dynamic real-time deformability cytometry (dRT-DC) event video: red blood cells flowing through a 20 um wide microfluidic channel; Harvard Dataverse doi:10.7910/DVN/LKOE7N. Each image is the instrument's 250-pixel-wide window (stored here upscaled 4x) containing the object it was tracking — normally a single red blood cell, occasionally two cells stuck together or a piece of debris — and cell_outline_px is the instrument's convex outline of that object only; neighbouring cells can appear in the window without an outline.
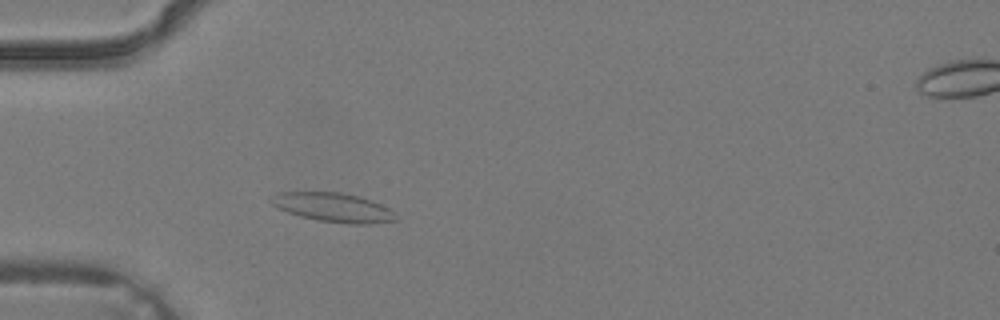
{"species": "common noctule bat (a hibernating species)", "species_latin": "Nyctalus noctula", "temperature_condition": "warm", "stored_images_in_passage": 4, "camera_frame_rate_fps": 3000, "um_per_image_px": 0.085, "animal": {"sex": "male", "body_mass_g": 19.2, "forearm_length_mm": 51.8}, "frame": {"image": 1, "passage_image": 3, "time_ms": 0.667, "image_size_px": [1000, 320], "cell_outline_px": [[400, 220], [368, 224], [344, 224], [316, 220], [300, 216], [276, 208], [272, 204], [272, 196], [280, 192], [340, 192], [360, 196], [372, 200], [388, 208]], "centroid_in_image_um": [28.35, 17.64], "position_along_channel_um": 56.7, "area_um2": 21.21}}